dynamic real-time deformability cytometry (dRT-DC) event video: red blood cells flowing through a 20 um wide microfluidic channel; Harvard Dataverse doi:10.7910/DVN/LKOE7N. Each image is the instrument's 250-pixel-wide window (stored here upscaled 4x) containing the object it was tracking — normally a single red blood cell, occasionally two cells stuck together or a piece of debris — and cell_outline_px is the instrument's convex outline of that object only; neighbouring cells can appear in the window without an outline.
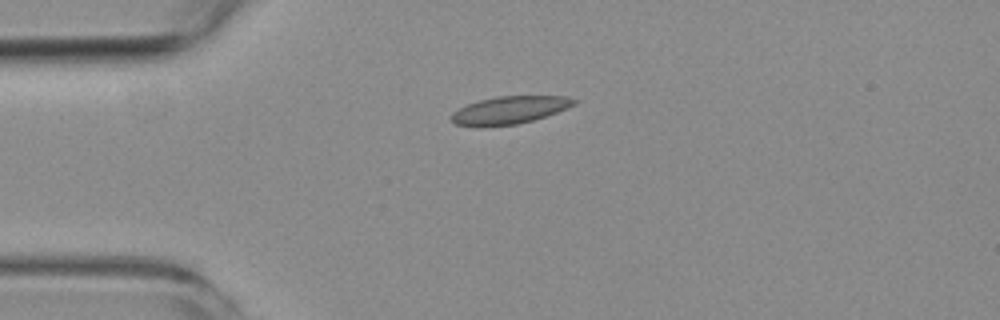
{"species": "common noctule bat (a hibernating species)", "species_latin": "Nyctalus noctula", "temperature_condition": "room temperature", "stored_images_in_passage": 2, "camera_frame_rate_fps": 3000, "um_per_image_px": 0.085, "animal": {"sex": "female", "body_mass_g": 19.3, "forearm_length_mm": 54.1}, "frame": {"image": 1, "passage_image": 1, "time_ms": 0.0, "image_size_px": [1000, 320], "cell_outline_px": [[580, 100], [576, 104], [556, 112], [532, 120], [516, 124], [456, 124], [452, 120], [452, 112], [468, 104], [480, 100], [496, 96], [568, 96]], "centroid_in_image_um": [43.41, 9.3], "position_along_channel_um": 41.6, "area_um2": 18.96}}